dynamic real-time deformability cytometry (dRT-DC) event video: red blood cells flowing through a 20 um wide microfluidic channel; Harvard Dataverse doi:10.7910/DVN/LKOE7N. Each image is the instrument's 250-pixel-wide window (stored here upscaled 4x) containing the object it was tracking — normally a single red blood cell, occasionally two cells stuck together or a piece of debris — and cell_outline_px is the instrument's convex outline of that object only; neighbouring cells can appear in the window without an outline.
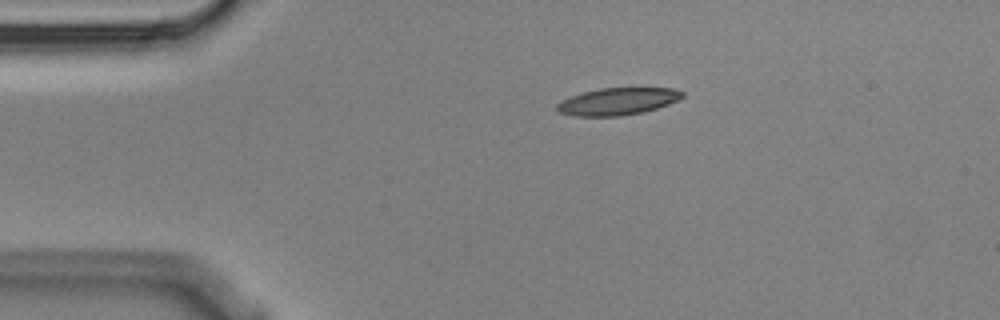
{"species": "Egyptian fruit bat (a non-hibernating species)", "species_latin": "Rousettus aegyptiacus", "temperature_condition": "cold", "stored_images_in_passage": 4, "camera_frame_rate_fps": 3000, "um_per_image_px": 0.085, "animal": {"sex": "male"}, "frame": {"image": 1, "passage_image": 1, "time_ms": 0.0, "image_size_px": [1000, 320], "cell_outline_px": [[684, 96], [668, 104], [644, 112], [620, 116], [572, 116], [560, 112], [556, 108], [556, 104], [560, 100], [584, 92], [600, 88], [672, 88], [684, 92]], "centroid_in_image_um": [52.48, 8.62], "position_along_channel_um": 32.5, "area_um2": 19.77}}
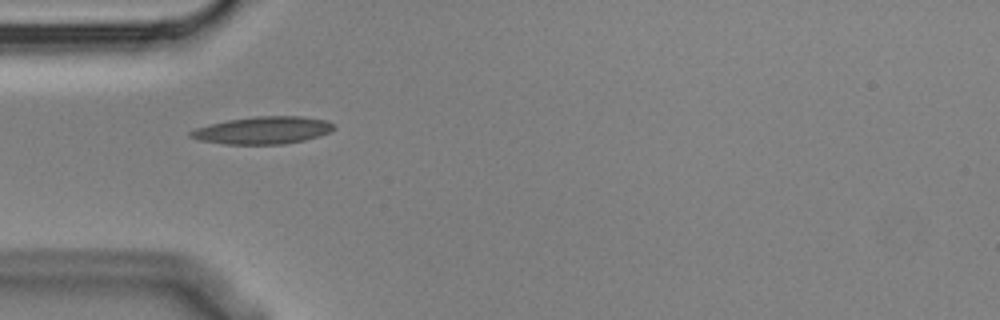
{"frame": {"image": 2, "passage_image": 3, "time_ms": 0.667, "image_size_px": [1000, 320], "cell_outline_px": [[336, 128], [332, 132], [320, 136], [304, 140], [284, 144], [224, 144], [200, 140], [188, 136], [188, 132], [196, 128], [208, 124], [228, 120], [256, 116], [300, 116], [328, 120]], "centroid_in_image_um": [22.37, 11.07], "position_along_channel_um": 62.6, "area_um2": 23.0}}
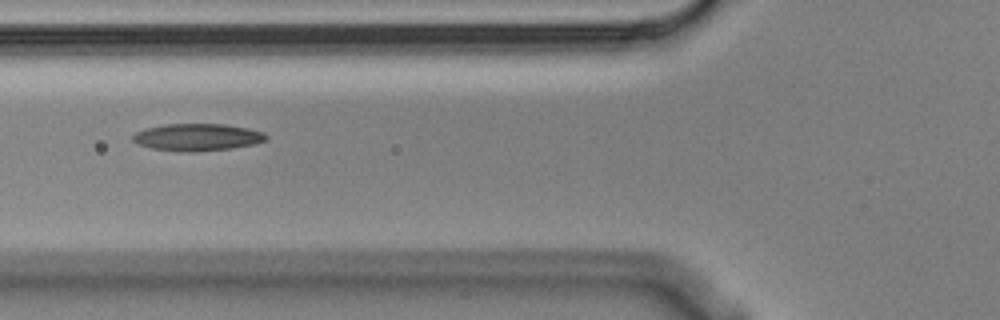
{"frame": {"image": 3, "passage_image": 4, "time_ms": 1.0, "image_size_px": [1000, 320], "cell_outline_px": [[268, 140], [252, 144], [232, 148], [196, 152], [180, 152], [152, 148], [140, 144], [132, 140], [132, 136], [136, 132], [148, 128], [164, 124], [224, 124], [248, 128], [264, 132], [268, 136]], "centroid_in_image_um": [16.8, 11.66], "position_along_channel_um": 109.0, "area_um2": 21.1}}